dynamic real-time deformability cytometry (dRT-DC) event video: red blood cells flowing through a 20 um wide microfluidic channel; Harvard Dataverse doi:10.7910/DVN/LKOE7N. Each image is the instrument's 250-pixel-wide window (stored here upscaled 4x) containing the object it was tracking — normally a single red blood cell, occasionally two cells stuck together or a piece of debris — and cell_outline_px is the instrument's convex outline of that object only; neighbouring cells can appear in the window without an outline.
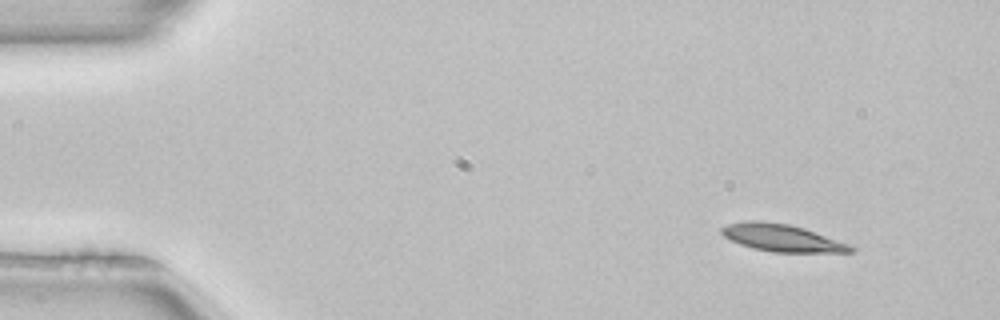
{"species": "common noctule bat (a hibernating species)", "species_latin": "Nyctalus noctula", "temperature_condition": "room temperature", "stored_images_in_passage": 4, "camera_frame_rate_fps": 3000, "um_per_image_px": 0.085, "animal": {"sex": "female", "body_mass_g": 22.7, "forearm_length_mm": 54.2}, "frame": {"image": 1, "passage_image": 1, "time_ms": 0.0, "image_size_px": [1000, 320], "cell_outline_px": [[856, 248], [852, 252], [772, 252], [752, 248], [740, 244], [724, 236], [720, 232], [720, 228], [728, 224], [748, 220], [764, 220], [788, 224], [804, 228], [852, 244]], "centroid_in_image_um": [66.49, 20.21], "position_along_channel_um": 18.5, "area_um2": 20.69}}
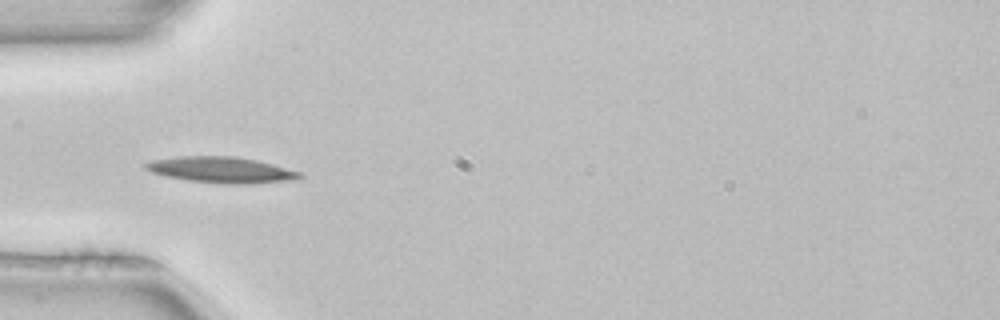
{"frame": {"image": 2, "passage_image": 4, "time_ms": 1.0, "image_size_px": [1000, 320], "cell_outline_px": [[304, 176], [296, 180], [248, 184], [224, 184], [188, 180], [168, 176], [152, 172], [144, 168], [144, 164], [152, 160], [180, 156], [236, 156], [256, 160], [272, 164], [300, 172]], "centroid_in_image_um": [18.84, 14.44], "position_along_channel_um": 66.2, "area_um2": 23.29}}